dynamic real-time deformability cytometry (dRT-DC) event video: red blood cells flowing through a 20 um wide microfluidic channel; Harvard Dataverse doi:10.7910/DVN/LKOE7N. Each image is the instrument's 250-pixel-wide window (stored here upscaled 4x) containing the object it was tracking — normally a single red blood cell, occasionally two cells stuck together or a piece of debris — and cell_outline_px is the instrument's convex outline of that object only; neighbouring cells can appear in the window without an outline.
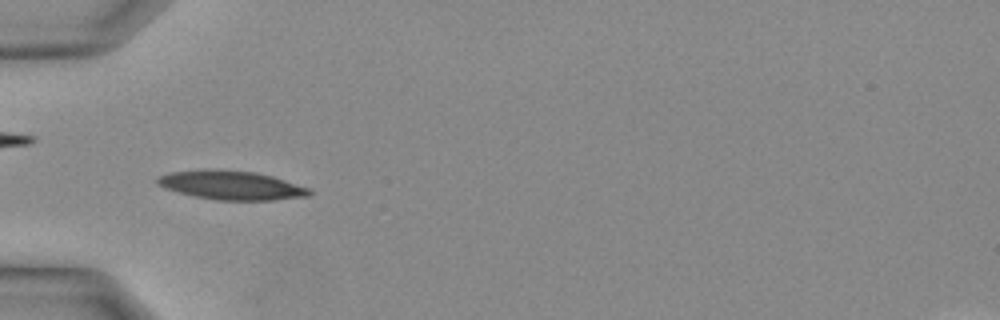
{"species": "Egyptian fruit bat (a non-hibernating species)", "species_latin": "Rousettus aegyptiacus", "temperature_condition": "warm", "stored_images_in_passage": 19, "camera_frame_rate_fps": 3000, "um_per_image_px": 0.085, "animal": {"sex": "female"}, "frame": {"image": 1, "passage_image": 1, "time_ms": 0.0, "image_size_px": [1000, 320], "cell_outline_px": [[312, 192], [308, 196], [272, 200], [220, 200], [196, 196], [164, 188], [156, 184], [156, 176], [168, 172], [204, 168], [212, 168], [256, 172], [272, 176], [308, 188]], "centroid_in_image_um": [19.59, 15.72], "position_along_channel_um": 65.4, "area_um2": 25.72}}
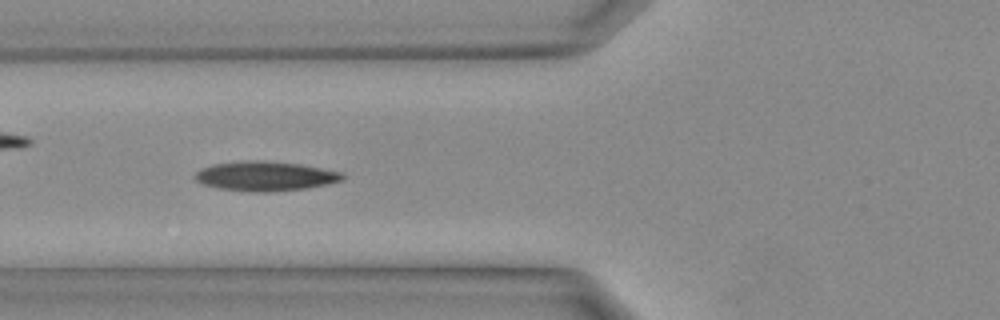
{"frame": {"image": 2, "passage_image": 3, "time_ms": 0.667, "image_size_px": [1000, 320], "cell_outline_px": [[344, 180], [328, 184], [304, 188], [268, 192], [252, 192], [220, 188], [204, 184], [196, 180], [192, 176], [200, 168], [212, 164], [248, 160], [264, 160], [300, 164], [344, 172]], "centroid_in_image_um": [22.55, 14.96], "position_along_channel_um": 103.2, "area_um2": 25.49}}
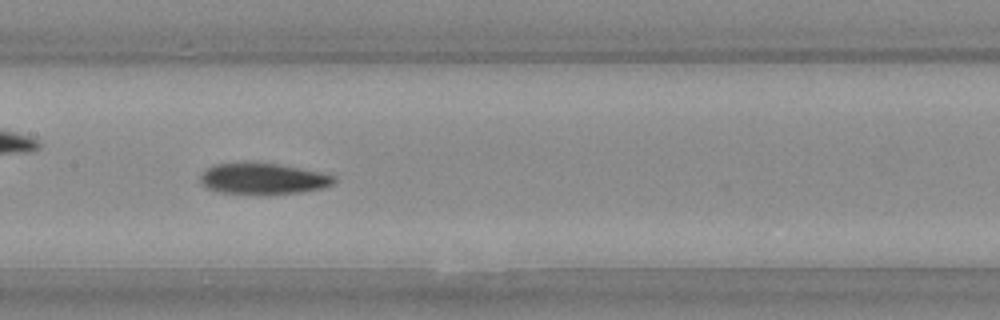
{"frame": {"image": 3, "passage_image": 7, "time_ms": 2.0, "image_size_px": [1000, 320], "cell_outline_px": [[336, 180], [332, 184], [320, 188], [300, 192], [220, 192], [204, 188], [200, 184], [200, 176], [208, 168], [216, 164], [244, 160], [256, 160], [280, 164], [320, 172], [336, 176]], "centroid_in_image_um": [22.3, 15.11], "position_along_channel_um": 185.1, "area_um2": 24.22}}